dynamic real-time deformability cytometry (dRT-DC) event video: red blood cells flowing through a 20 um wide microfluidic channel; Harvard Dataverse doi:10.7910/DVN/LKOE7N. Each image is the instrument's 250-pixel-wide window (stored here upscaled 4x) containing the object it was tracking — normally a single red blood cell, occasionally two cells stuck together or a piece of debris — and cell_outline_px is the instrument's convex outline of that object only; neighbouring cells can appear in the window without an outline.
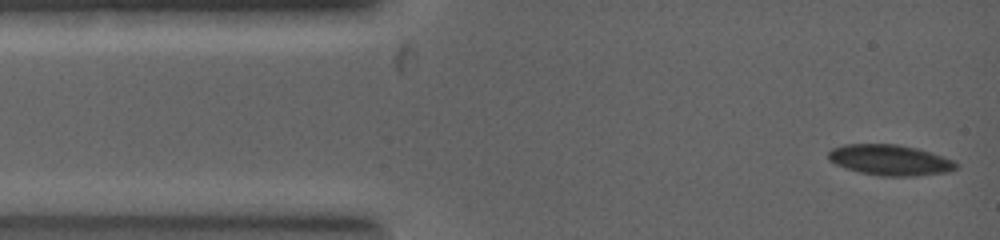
{"species": "common noctule bat (a hibernating species)", "species_latin": "Nyctalus noctula", "temperature_condition": "warm", "stored_images_in_passage": 8, "camera_frame_rate_fps": 5000, "um_per_image_px": 0.085, "animal": {"sex": "female", "body_mass_g": 19.0, "forearm_length_mm": 53.3}, "frame": {"image": 1, "passage_image": 1, "time_ms": 0.0, "image_size_px": [1000, 240], "cell_outline_px": [[960, 164], [956, 168], [948, 172], [912, 176], [880, 176], [860, 172], [844, 168], [828, 160], [828, 152], [832, 148], [844, 144], [896, 144], [920, 148], [956, 160]], "centroid_in_image_um": [75.68, 13.59], "position_along_channel_um": 9.3, "area_um2": 23.18}}
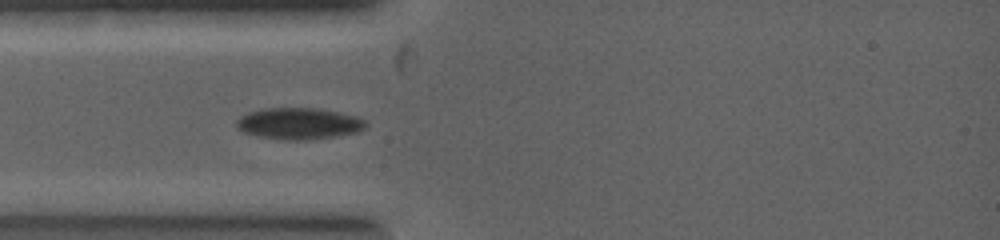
{"frame": {"image": 2, "passage_image": 5, "time_ms": 1.8, "image_size_px": [1000, 240], "cell_outline_px": [[368, 124], [364, 128], [356, 132], [336, 136], [304, 140], [280, 140], [256, 136], [244, 132], [236, 128], [236, 120], [240, 116], [248, 112], [268, 108], [320, 108], [340, 112], [356, 116], [364, 120]], "centroid_in_image_um": [25.38, 10.5], "position_along_channel_um": 59.6, "area_um2": 23.87}}